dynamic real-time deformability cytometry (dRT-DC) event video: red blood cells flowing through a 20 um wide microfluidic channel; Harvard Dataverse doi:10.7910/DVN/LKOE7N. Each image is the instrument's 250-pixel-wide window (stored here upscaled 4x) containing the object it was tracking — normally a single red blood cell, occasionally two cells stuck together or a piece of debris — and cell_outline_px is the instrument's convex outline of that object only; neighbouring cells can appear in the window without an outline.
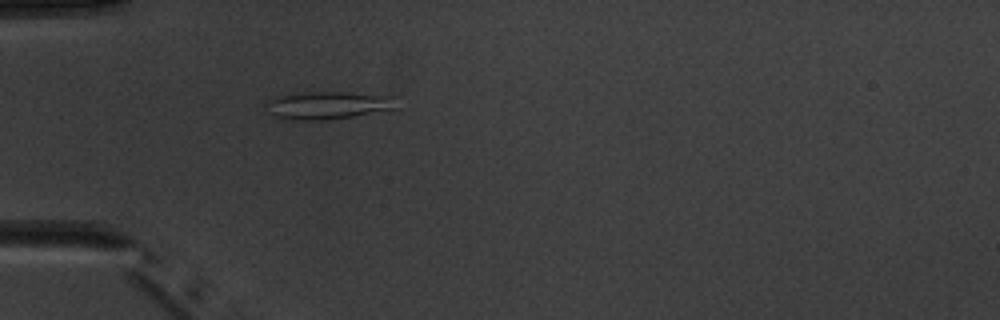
{"species": "common noctule bat (a hibernating species)", "species_latin": "Nyctalus noctula", "temperature_condition": "warm", "stored_images_in_passage": 2, "camera_frame_rate_fps": 3000, "um_per_image_px": 0.085, "animal": {"sex": "male", "body_mass_g": 20.1, "forearm_length_mm": 53.5}, "frame": {"image": 1, "passage_image": 2, "time_ms": 1.0, "image_size_px": [1000, 320], "cell_outline_px": [[396, 108], [352, 116], [324, 120], [296, 120], [276, 116], [268, 112], [264, 104], [264, 100], [276, 96], [304, 92], [348, 92], [392, 96]], "centroid_in_image_um": [27.77, 8.93], "position_along_channel_um": 57.2, "area_um2": 20.92}}